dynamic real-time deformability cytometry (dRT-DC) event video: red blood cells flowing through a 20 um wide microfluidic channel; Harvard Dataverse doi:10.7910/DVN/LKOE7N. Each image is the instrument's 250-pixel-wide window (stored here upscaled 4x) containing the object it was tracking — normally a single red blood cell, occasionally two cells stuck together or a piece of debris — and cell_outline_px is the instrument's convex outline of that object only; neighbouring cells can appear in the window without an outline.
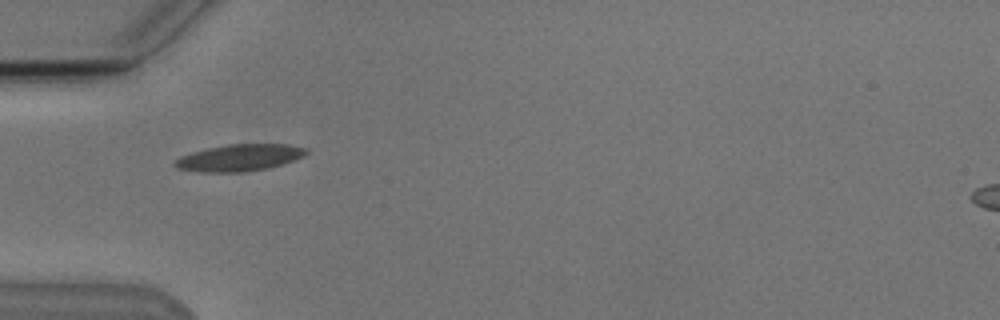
{"species": "Egyptian fruit bat (a non-hibernating species)", "species_latin": "Rousettus aegyptiacus", "temperature_condition": "cold", "stored_images_in_passage": 3, "camera_frame_rate_fps": 3000, "um_per_image_px": 0.085, "animal": {"sex": "male"}, "frame": {"image": 1, "passage_image": 2, "time_ms": 1.333, "image_size_px": [1000, 320], "cell_outline_px": [[308, 152], [304, 156], [268, 168], [244, 172], [200, 172], [176, 168], [172, 164], [180, 156], [192, 152], [208, 148], [228, 144], [288, 144], [304, 148]], "centroid_in_image_um": [20.31, 13.41], "position_along_channel_um": 64.7, "area_um2": 20.35}}